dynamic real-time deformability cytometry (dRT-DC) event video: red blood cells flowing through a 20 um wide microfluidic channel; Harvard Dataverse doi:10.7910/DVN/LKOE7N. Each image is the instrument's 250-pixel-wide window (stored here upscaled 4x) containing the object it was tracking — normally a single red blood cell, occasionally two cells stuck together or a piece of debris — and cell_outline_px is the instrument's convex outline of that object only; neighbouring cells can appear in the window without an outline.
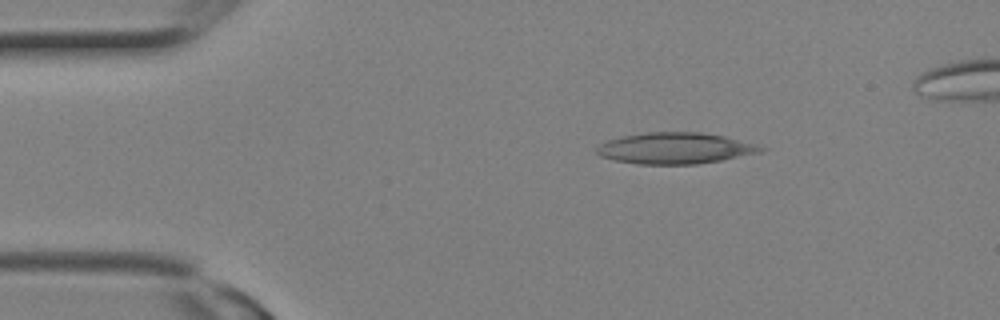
{"species": "Egyptian fruit bat (a non-hibernating species)", "species_latin": "Rousettus aegyptiacus", "temperature_condition": "room temperature", "stored_images_in_passage": 9, "camera_frame_rate_fps": 3000, "um_per_image_px": 0.085, "animal": {"sex": "female"}, "frame": {"image": 1, "passage_image": 4, "time_ms": 1.0, "image_size_px": [1000, 320], "cell_outline_px": [[768, 148], [764, 152], [720, 160], [696, 164], [636, 164], [616, 160], [600, 156], [596, 152], [596, 148], [600, 144], [608, 140], [620, 136], [644, 132], [700, 132], [724, 136], [756, 144]], "centroid_in_image_um": [57.4, 12.59], "position_along_channel_um": 27.6, "area_um2": 29.94}}
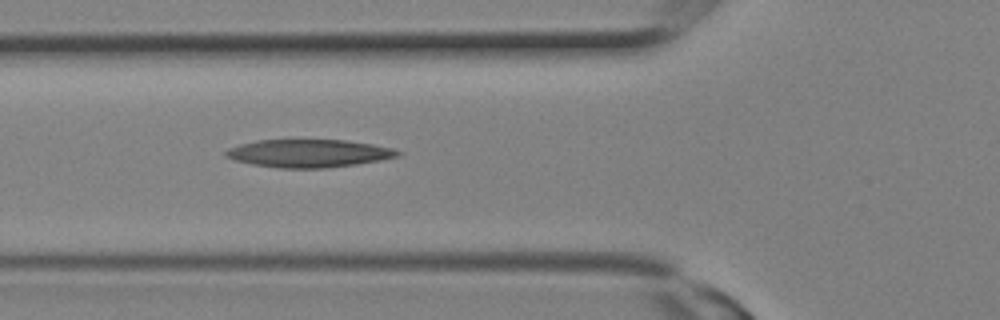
{"frame": {"image": 2, "passage_image": 9, "time_ms": 2.667, "image_size_px": [1000, 320], "cell_outline_px": [[404, 152], [400, 156], [380, 160], [356, 164], [324, 168], [276, 168], [252, 164], [236, 160], [224, 156], [224, 152], [228, 148], [240, 144], [260, 140], [344, 140], [372, 144], [392, 148]], "centroid_in_image_um": [26.25, 13.03], "position_along_channel_um": 99.5, "area_um2": 27.92}}